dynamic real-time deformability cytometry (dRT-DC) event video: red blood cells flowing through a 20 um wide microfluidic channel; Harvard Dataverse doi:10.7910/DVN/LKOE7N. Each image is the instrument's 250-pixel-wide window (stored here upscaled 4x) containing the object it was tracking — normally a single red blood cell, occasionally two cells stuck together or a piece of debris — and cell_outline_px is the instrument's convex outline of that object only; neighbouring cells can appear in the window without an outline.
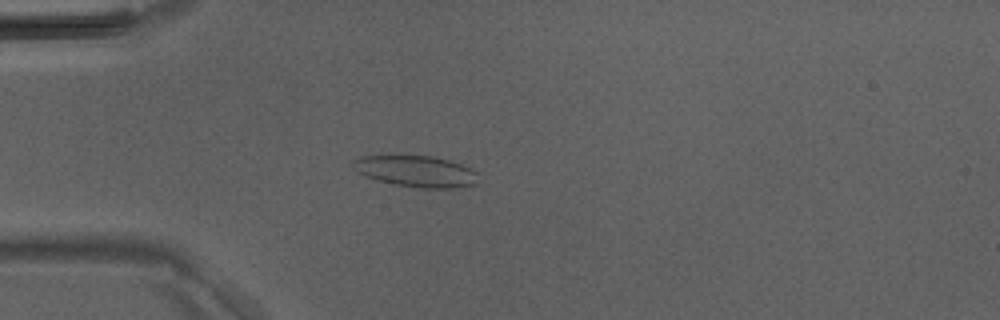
{"species": "Egyptian fruit bat (a non-hibernating species)", "species_latin": "Rousettus aegyptiacus", "temperature_condition": "room temperature", "stored_images_in_passage": 39, "camera_frame_rate_fps": 3000, "um_per_image_px": 0.085, "animal": {"sex": "male"}, "frame": {"image": 1, "passage_image": 7, "time_ms": 2.0, "image_size_px": [1000, 320], "cell_outline_px": [[476, 184], [456, 188], [420, 188], [392, 184], [376, 180], [364, 176], [356, 172], [352, 164], [352, 160], [360, 156], [432, 156], [448, 160], [460, 164], [476, 172]], "centroid_in_image_um": [35.3, 14.57], "position_along_channel_um": 49.7, "area_um2": 22.77}}
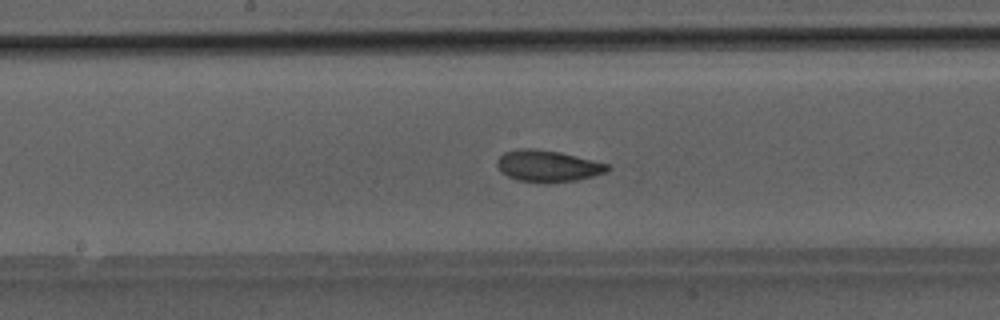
{"frame": {"image": 2, "passage_image": 18, "time_ms": 5.667, "image_size_px": [1000, 320], "cell_outline_px": [[612, 168], [608, 172], [576, 180], [548, 184], [516, 180], [500, 172], [496, 164], [496, 160], [504, 152], [520, 148], [532, 148], [560, 152], [612, 164]], "centroid_in_image_um": [46.59, 14.12], "position_along_channel_um": 201.6, "area_um2": 20.81}}
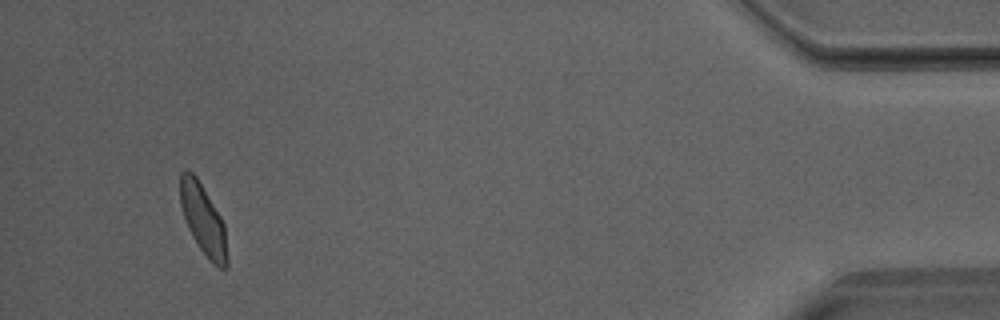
{"frame": {"image": 3, "passage_image": 37, "time_ms": 12.0, "image_size_px": [1000, 320], "cell_outline_px": [[228, 268], [220, 268], [212, 264], [208, 260], [192, 236], [188, 228], [180, 204], [180, 172], [184, 168], [188, 168], [196, 176], [220, 216], [224, 224], [228, 256]], "centroid_in_image_um": [17.27, 18.68], "position_along_channel_um": 417.9, "area_um2": 19.31}}